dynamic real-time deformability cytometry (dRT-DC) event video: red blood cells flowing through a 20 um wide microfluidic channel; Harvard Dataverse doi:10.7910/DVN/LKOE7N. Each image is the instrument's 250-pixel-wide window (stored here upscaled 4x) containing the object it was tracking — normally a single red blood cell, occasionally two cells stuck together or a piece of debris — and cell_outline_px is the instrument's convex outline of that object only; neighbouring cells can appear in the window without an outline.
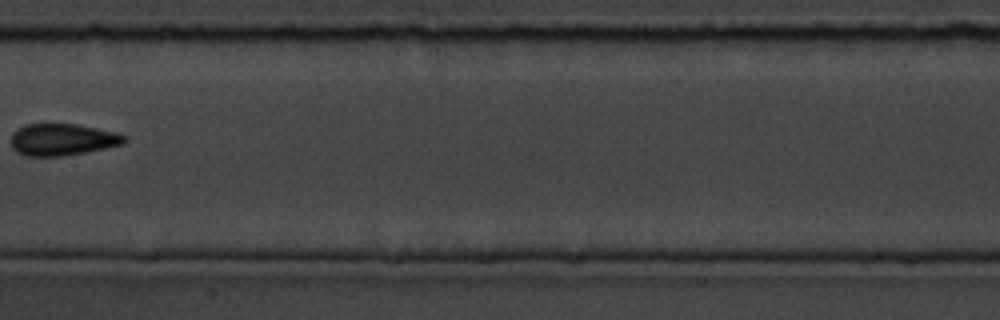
{"species": "common noctule bat (a hibernating species)", "species_latin": "Nyctalus noctula", "temperature_condition": "room temperature", "stored_images_in_passage": 6, "camera_frame_rate_fps": 3000, "um_per_image_px": 0.085, "animal": {"sex": "male", "body_mass_g": 19.5, "forearm_length_mm": 54.6}, "frame": {"image": 1, "passage_image": 5, "time_ms": 4.667, "image_size_px": [1000, 320], "cell_outline_px": [[128, 140], [124, 144], [88, 152], [60, 156], [24, 156], [16, 152], [12, 148], [12, 132], [16, 128], [24, 124], [76, 124], [116, 132], [128, 136]], "centroid_in_image_um": [5.32, 11.86], "position_along_channel_um": 202.1, "area_um2": 21.33}}